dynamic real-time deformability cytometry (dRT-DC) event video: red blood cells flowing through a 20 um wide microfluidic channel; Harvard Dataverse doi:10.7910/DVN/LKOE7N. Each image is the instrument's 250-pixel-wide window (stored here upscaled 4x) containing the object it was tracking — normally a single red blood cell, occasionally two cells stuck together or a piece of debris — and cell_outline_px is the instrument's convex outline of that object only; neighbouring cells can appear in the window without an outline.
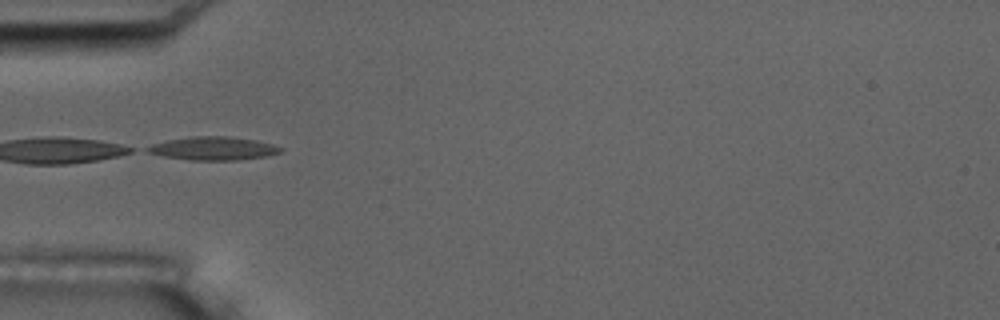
{"species": "common noctule bat (a hibernating species)", "species_latin": "Nyctalus noctula", "temperature_condition": "room temperature", "stored_images_in_passage": 5, "camera_frame_rate_fps": 3000, "um_per_image_px": 0.085, "animal": {"sex": "male", "body_mass_g": 17.5, "forearm_length_mm": 52.3}, "frame": {"image": 1, "passage_image": 5, "time_ms": 4.667, "image_size_px": [1000, 320], "cell_outline_px": [[284, 148], [280, 152], [268, 156], [236, 160], [188, 160], [164, 156], [144, 152], [144, 148], [152, 144], [168, 140], [192, 136], [228, 136], [256, 140], [272, 144]], "centroid_in_image_um": [18.1, 12.61], "position_along_channel_um": 66.9, "area_um2": 18.21}}